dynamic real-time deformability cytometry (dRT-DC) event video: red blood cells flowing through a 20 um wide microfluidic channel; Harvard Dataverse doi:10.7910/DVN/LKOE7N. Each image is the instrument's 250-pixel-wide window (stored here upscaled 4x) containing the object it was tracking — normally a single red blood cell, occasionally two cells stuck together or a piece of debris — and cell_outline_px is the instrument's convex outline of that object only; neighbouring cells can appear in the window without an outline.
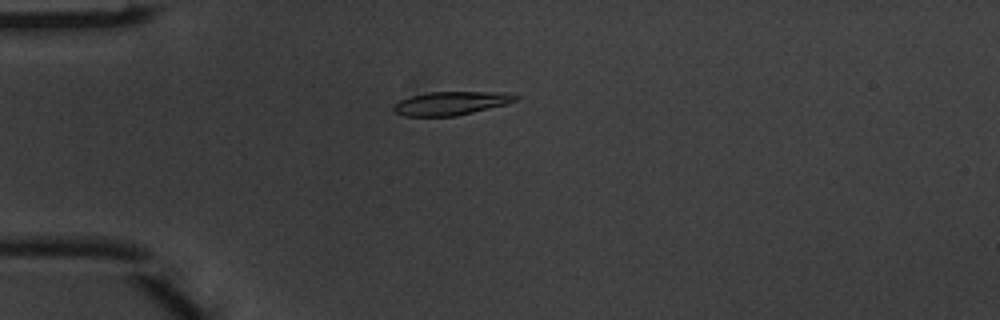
{"species": "common noctule bat (a hibernating species)", "species_latin": "Nyctalus noctula", "temperature_condition": "warm", "stored_images_in_passage": 3, "camera_frame_rate_fps": 3000, "um_per_image_px": 0.085, "animal": {"sex": "male", "body_mass_g": 20.1, "forearm_length_mm": 53.5}, "frame": {"image": 1, "passage_image": 3, "time_ms": 0.667, "image_size_px": [1000, 320], "cell_outline_px": [[520, 96], [516, 100], [508, 104], [456, 116], [404, 116], [392, 112], [392, 104], [400, 100], [412, 96], [428, 92], [504, 92]], "centroid_in_image_um": [38.31, 8.78], "position_along_channel_um": 46.7, "area_um2": 16.88}}